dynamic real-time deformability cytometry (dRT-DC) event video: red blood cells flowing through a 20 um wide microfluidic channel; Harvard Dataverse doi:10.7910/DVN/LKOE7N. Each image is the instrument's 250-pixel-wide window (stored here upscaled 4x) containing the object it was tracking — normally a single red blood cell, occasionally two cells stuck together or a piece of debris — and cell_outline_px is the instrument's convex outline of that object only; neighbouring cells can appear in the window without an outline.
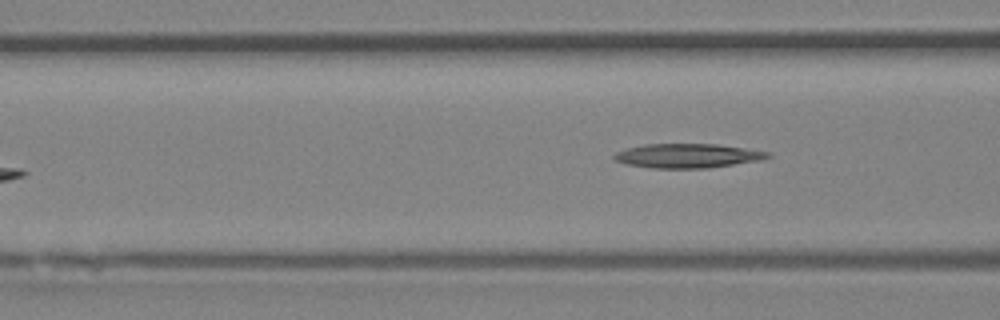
{"species": "Egyptian fruit bat (a non-hibernating species)", "species_latin": "Rousettus aegyptiacus", "temperature_condition": "room temperature", "stored_images_in_passage": 6, "camera_frame_rate_fps": 3000, "um_per_image_px": 0.085, "animal": {"sex": "female"}, "frame": {"image": 1, "passage_image": 6, "time_ms": 1.667, "image_size_px": [1000, 320], "cell_outline_px": [[772, 156], [760, 160], [704, 168], [652, 168], [624, 164], [616, 160], [612, 156], [616, 152], [624, 148], [644, 144], [716, 144], [744, 148], [768, 152]], "centroid_in_image_um": [58.37, 13.23], "position_along_channel_um": 108.2, "area_um2": 21.56}}